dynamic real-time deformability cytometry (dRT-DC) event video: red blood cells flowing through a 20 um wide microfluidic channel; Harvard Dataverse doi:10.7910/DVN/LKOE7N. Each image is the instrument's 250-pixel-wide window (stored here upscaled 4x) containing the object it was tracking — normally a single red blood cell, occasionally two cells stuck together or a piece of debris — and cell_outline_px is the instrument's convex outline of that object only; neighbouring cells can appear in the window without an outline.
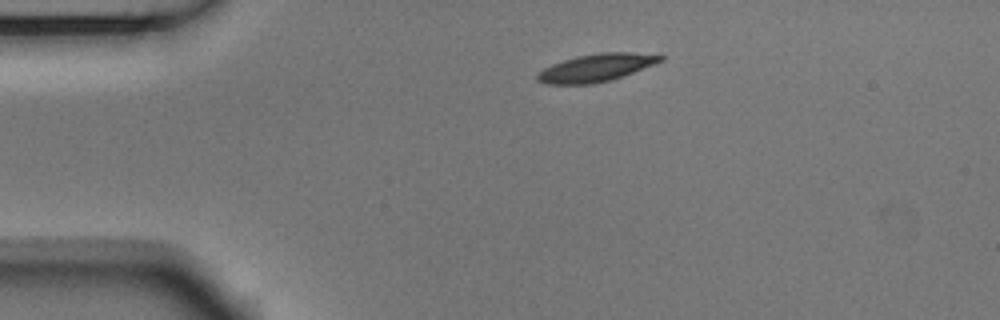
{"species": "Egyptian fruit bat (a non-hibernating species)", "species_latin": "Rousettus aegyptiacus", "temperature_condition": "room temperature", "stored_images_in_passage": 2, "camera_frame_rate_fps": 3000, "um_per_image_px": 0.085, "animal": {"sex": "male"}, "frame": {"image": 1, "passage_image": 1, "time_ms": 0.0, "image_size_px": [1000, 320], "cell_outline_px": [[664, 60], [624, 76], [592, 84], [548, 84], [536, 80], [536, 72], [552, 64], [576, 56], [600, 52], [632, 52], [664, 56]], "centroid_in_image_um": [50.65, 5.75], "position_along_channel_um": 34.4, "area_um2": 19.83}}